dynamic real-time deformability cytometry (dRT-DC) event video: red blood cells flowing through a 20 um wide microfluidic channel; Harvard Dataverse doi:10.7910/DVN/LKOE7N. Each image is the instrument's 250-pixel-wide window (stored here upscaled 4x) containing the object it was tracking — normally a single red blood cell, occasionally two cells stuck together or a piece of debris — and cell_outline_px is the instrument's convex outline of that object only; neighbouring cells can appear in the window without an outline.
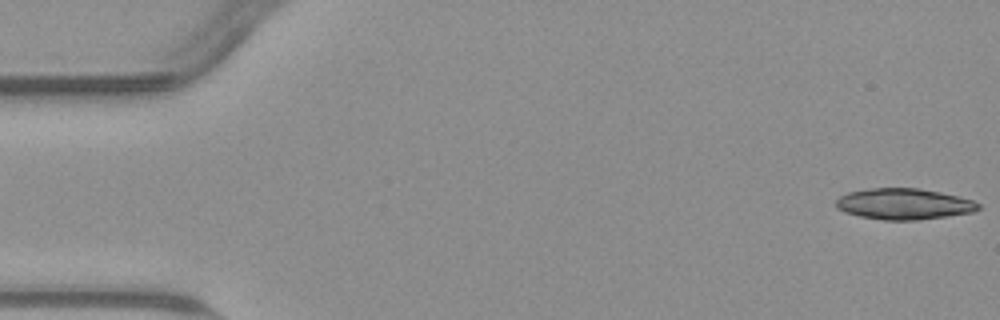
{"species": "common noctule bat (a hibernating species)", "species_latin": "Nyctalus noctula", "temperature_condition": "warm", "stored_images_in_passage": 18, "camera_frame_rate_fps": 3000, "um_per_image_px": 0.085, "animal": {"sex": "male", "body_mass_g": 23.1, "forearm_length_mm": 52.7}, "frame": {"image": 1, "passage_image": 1, "time_ms": 0.0, "image_size_px": [1000, 320], "cell_outline_px": [[980, 208], [972, 212], [916, 220], [884, 220], [860, 216], [844, 212], [836, 208], [836, 200], [840, 196], [848, 192], [868, 188], [920, 188], [960, 196], [972, 200], [980, 204]], "centroid_in_image_um": [76.81, 17.33], "position_along_channel_um": 8.2, "area_um2": 25.72}}